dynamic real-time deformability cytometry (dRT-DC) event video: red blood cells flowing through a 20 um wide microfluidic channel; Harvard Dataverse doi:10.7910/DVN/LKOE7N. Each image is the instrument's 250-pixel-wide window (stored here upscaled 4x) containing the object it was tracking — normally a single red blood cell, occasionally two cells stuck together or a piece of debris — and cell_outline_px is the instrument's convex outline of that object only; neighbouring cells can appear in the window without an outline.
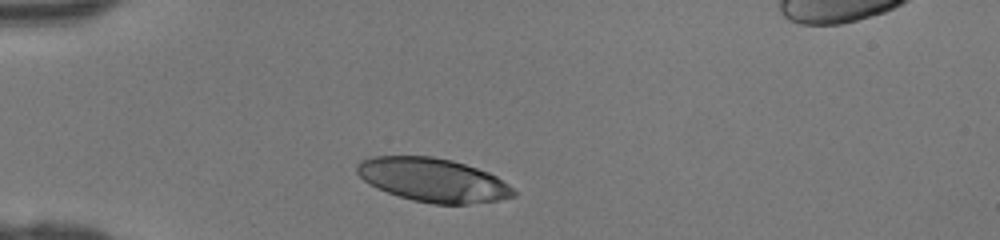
{"species": "human", "species_latin": "Homo sapiens", "temperature_condition": "room temperature", "stored_images_in_passage": 27, "camera_frame_rate_fps": 3000, "um_per_image_px": 0.085, "donor": {"sex": "female"}, "frame": {"image": 1, "passage_image": 1, "time_ms": 0.0, "image_size_px": [1000, 240], "cell_outline_px": [[516, 196], [500, 200], [464, 204], [432, 204], [412, 200], [376, 188], [368, 184], [356, 172], [356, 164], [360, 160], [372, 156], [432, 156], [452, 160], [488, 172], [496, 176], [508, 184], [516, 192]], "centroid_in_image_um": [36.78, 15.29], "position_along_channel_um": 48.2, "area_um2": 39.88}}
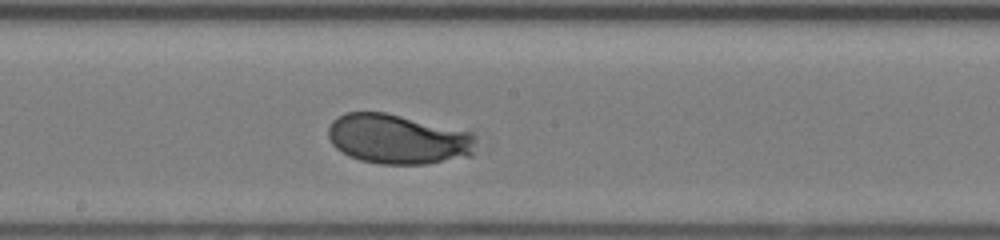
{"frame": {"image": 2, "passage_image": 14, "time_ms": 4.333, "image_size_px": [1000, 240], "cell_outline_px": [[476, 140], [472, 156], [428, 164], [380, 164], [360, 160], [348, 156], [336, 148], [332, 144], [328, 136], [328, 128], [332, 120], [336, 116], [344, 112], [384, 112], [472, 132], [476, 136]], "centroid_in_image_um": [33.82, 11.83], "position_along_channel_um": 214.4, "area_um2": 43.18}}
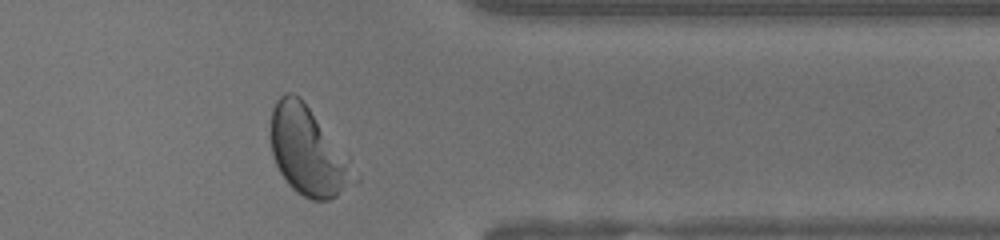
{"frame": {"image": 3, "passage_image": 26, "time_ms": 8.333, "image_size_px": [1000, 240], "cell_outline_px": [[360, 184], [328, 200], [312, 200], [296, 192], [288, 184], [280, 172], [272, 156], [272, 108], [276, 100], [284, 92], [292, 92], [300, 96], [360, 176]], "centroid_in_image_um": [26.2, 12.92], "position_along_channel_um": 385.2, "area_um2": 42.54}}